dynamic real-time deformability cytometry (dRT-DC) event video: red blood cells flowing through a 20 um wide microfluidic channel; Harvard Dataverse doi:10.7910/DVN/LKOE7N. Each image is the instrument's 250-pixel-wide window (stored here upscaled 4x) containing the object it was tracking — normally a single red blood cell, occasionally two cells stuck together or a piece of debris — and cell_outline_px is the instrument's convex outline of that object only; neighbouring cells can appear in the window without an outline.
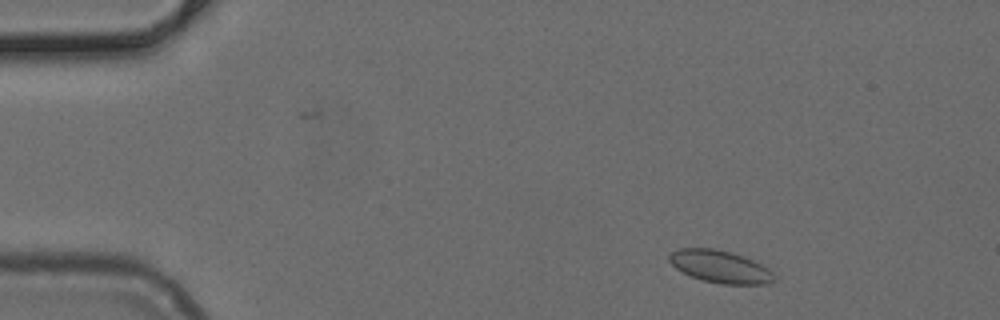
{"species": "common noctule bat (a hibernating species)", "species_latin": "Nyctalus noctula", "temperature_condition": "cold", "stored_images_in_passage": 48, "camera_frame_rate_fps": 3000, "um_per_image_px": 0.085, "animal": {"sex": "female", "body_mass_g": 24.6, "forearm_length_mm": 56.2}, "frame": {"image": 1, "passage_image": 4, "time_ms": 1.0, "image_size_px": [1000, 320], "cell_outline_px": [[772, 284], [720, 284], [704, 280], [692, 276], [676, 268], [668, 260], [668, 256], [672, 252], [680, 248], [712, 248], [732, 252], [744, 256], [768, 268], [772, 272]], "centroid_in_image_um": [61.2, 22.65], "position_along_channel_um": 23.8, "area_um2": 19.59}}
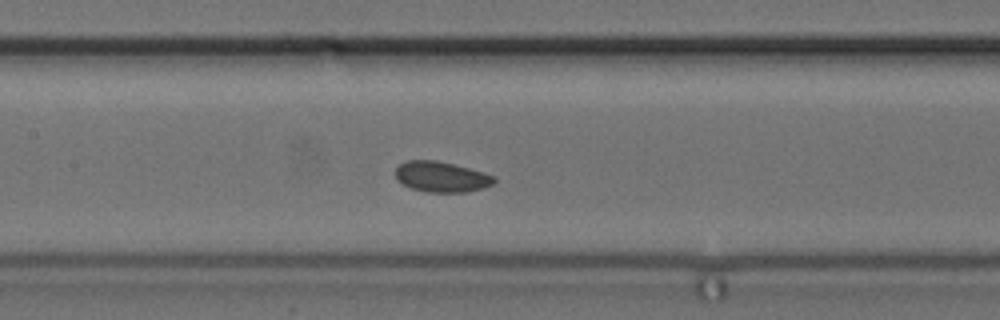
{"frame": {"image": 2, "passage_image": 21, "time_ms": 6.667, "image_size_px": [1000, 320], "cell_outline_px": [[496, 180], [492, 184], [480, 188], [464, 192], [424, 192], [412, 188], [396, 180], [396, 168], [400, 164], [408, 160], [436, 160], [484, 172], [496, 176]], "centroid_in_image_um": [37.51, 15.02], "position_along_channel_um": 169.9, "area_um2": 17.4}}
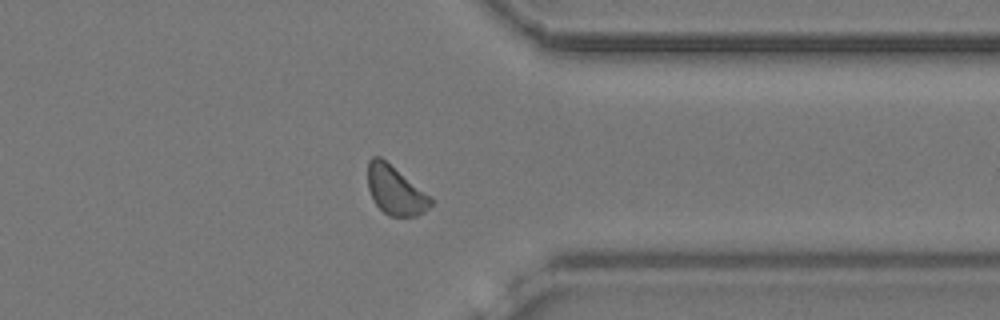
{"frame": {"image": 3, "passage_image": 37, "time_ms": 12.0, "image_size_px": [1000, 320], "cell_outline_px": [[432, 204], [424, 212], [416, 216], [388, 216], [376, 204], [368, 188], [368, 160], [372, 156], [380, 156], [432, 196]], "centroid_in_image_um": [33.62, 16.17], "position_along_channel_um": 377.8, "area_um2": 17.92}}